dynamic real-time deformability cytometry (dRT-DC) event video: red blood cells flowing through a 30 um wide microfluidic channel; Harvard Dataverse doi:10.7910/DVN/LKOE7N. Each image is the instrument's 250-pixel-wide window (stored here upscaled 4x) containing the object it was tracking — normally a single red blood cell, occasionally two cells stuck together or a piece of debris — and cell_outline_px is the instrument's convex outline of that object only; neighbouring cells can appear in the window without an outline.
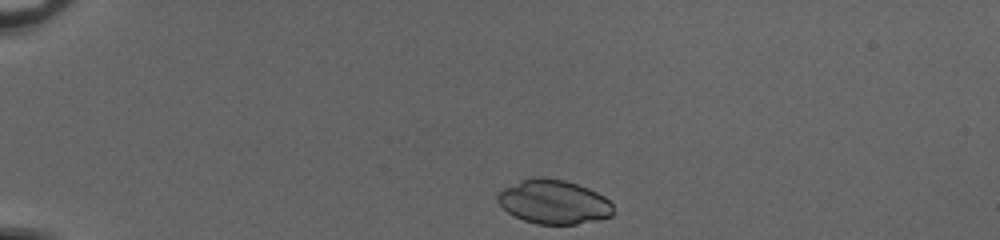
{"species": "common noctule bat (a hibernating species)", "species_latin": "Nyctalus noctula", "temperature_condition": "cold", "stored_images_in_passage": 36, "camera_frame_rate_fps": 3000, "um_per_image_px": 0.085, "animal": {"sex": "female", "body_mass_g": 20.0, "forearm_length_mm": 54.0}, "frame": {"image": 1, "passage_image": 1, "time_ms": 0.0, "image_size_px": [1000, 240], "cell_outline_px": [[612, 216], [600, 220], [576, 224], [536, 224], [524, 220], [508, 212], [496, 200], [496, 192], [520, 180], [532, 176], [544, 176], [564, 180], [588, 188], [604, 196], [612, 204]], "centroid_in_image_um": [47.04, 17.15], "position_along_channel_um": 38.0, "area_um2": 29.88}}
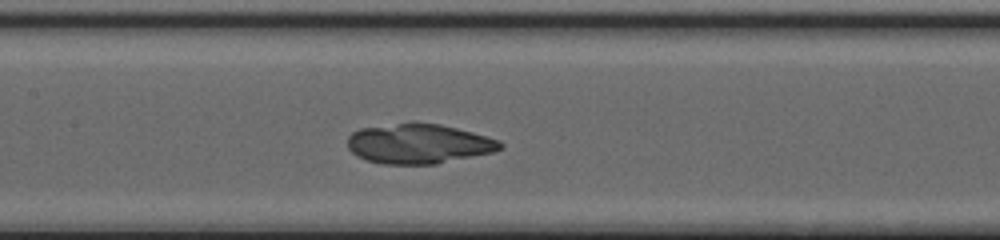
{"frame": {"image": 2, "passage_image": 16, "time_ms": 5.0, "image_size_px": [1000, 240], "cell_outline_px": [[504, 148], [492, 152], [436, 164], [384, 164], [364, 160], [356, 156], [348, 148], [348, 136], [352, 132], [360, 128], [412, 120], [440, 124], [472, 132], [500, 140], [504, 144]], "centroid_in_image_um": [35.56, 12.19], "position_along_channel_um": 171.8, "area_um2": 36.01}}
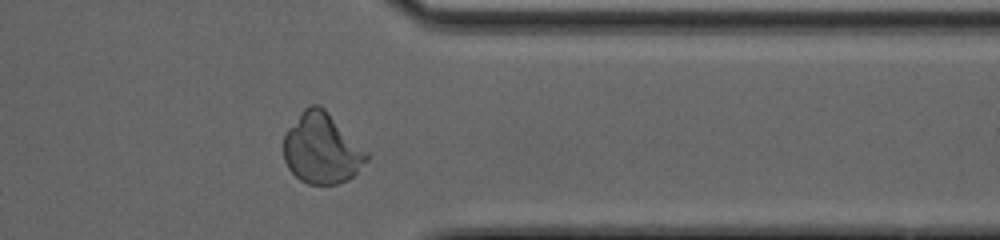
{"frame": {"image": 3, "passage_image": 32, "time_ms": 10.333, "image_size_px": [1000, 240], "cell_outline_px": [[368, 160], [348, 180], [336, 184], [308, 184], [300, 180], [288, 168], [284, 160], [284, 136], [288, 128], [300, 112], [304, 108], [312, 104], [320, 104], [368, 152]], "centroid_in_image_um": [27.34, 12.62], "position_along_channel_um": 384.1, "area_um2": 33.99}}